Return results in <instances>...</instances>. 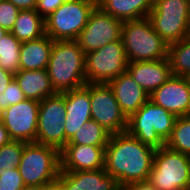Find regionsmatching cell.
I'll return each mask as SVG.
<instances>
[{
	"instance_id": "ba28073f",
	"label": "cell",
	"mask_w": 190,
	"mask_h": 190,
	"mask_svg": "<svg viewBox=\"0 0 190 190\" xmlns=\"http://www.w3.org/2000/svg\"><path fill=\"white\" fill-rule=\"evenodd\" d=\"M147 18L168 45L190 34V4L187 0H155Z\"/></svg>"
},
{
	"instance_id": "7a4b0ae2",
	"label": "cell",
	"mask_w": 190,
	"mask_h": 190,
	"mask_svg": "<svg viewBox=\"0 0 190 190\" xmlns=\"http://www.w3.org/2000/svg\"><path fill=\"white\" fill-rule=\"evenodd\" d=\"M86 54L76 40H54L47 67L55 93H64L84 86Z\"/></svg>"
},
{
	"instance_id": "7402d4cb",
	"label": "cell",
	"mask_w": 190,
	"mask_h": 190,
	"mask_svg": "<svg viewBox=\"0 0 190 190\" xmlns=\"http://www.w3.org/2000/svg\"><path fill=\"white\" fill-rule=\"evenodd\" d=\"M53 39L46 34L38 39L24 41L20 50V70L47 69Z\"/></svg>"
},
{
	"instance_id": "d590c367",
	"label": "cell",
	"mask_w": 190,
	"mask_h": 190,
	"mask_svg": "<svg viewBox=\"0 0 190 190\" xmlns=\"http://www.w3.org/2000/svg\"><path fill=\"white\" fill-rule=\"evenodd\" d=\"M11 140L12 139L10 138L7 129L3 125V122L0 120V147H2L3 145H6Z\"/></svg>"
},
{
	"instance_id": "83f0119b",
	"label": "cell",
	"mask_w": 190,
	"mask_h": 190,
	"mask_svg": "<svg viewBox=\"0 0 190 190\" xmlns=\"http://www.w3.org/2000/svg\"><path fill=\"white\" fill-rule=\"evenodd\" d=\"M26 142L11 140L0 147V172L2 169L18 168L22 157V151Z\"/></svg>"
},
{
	"instance_id": "4fadbf2b",
	"label": "cell",
	"mask_w": 190,
	"mask_h": 190,
	"mask_svg": "<svg viewBox=\"0 0 190 190\" xmlns=\"http://www.w3.org/2000/svg\"><path fill=\"white\" fill-rule=\"evenodd\" d=\"M39 103L36 100L25 99L9 106L0 115V120L12 140L36 142Z\"/></svg>"
},
{
	"instance_id": "9c48e42d",
	"label": "cell",
	"mask_w": 190,
	"mask_h": 190,
	"mask_svg": "<svg viewBox=\"0 0 190 190\" xmlns=\"http://www.w3.org/2000/svg\"><path fill=\"white\" fill-rule=\"evenodd\" d=\"M65 116V92L40 101L36 142L61 151L65 147Z\"/></svg>"
},
{
	"instance_id": "f1b7e54d",
	"label": "cell",
	"mask_w": 190,
	"mask_h": 190,
	"mask_svg": "<svg viewBox=\"0 0 190 190\" xmlns=\"http://www.w3.org/2000/svg\"><path fill=\"white\" fill-rule=\"evenodd\" d=\"M26 98L15 79L10 82L3 93H0V115L11 105L18 104Z\"/></svg>"
},
{
	"instance_id": "603a6c76",
	"label": "cell",
	"mask_w": 190,
	"mask_h": 190,
	"mask_svg": "<svg viewBox=\"0 0 190 190\" xmlns=\"http://www.w3.org/2000/svg\"><path fill=\"white\" fill-rule=\"evenodd\" d=\"M10 32L20 42L35 40L45 35V21L36 10H20Z\"/></svg>"
},
{
	"instance_id": "6da1fadb",
	"label": "cell",
	"mask_w": 190,
	"mask_h": 190,
	"mask_svg": "<svg viewBox=\"0 0 190 190\" xmlns=\"http://www.w3.org/2000/svg\"><path fill=\"white\" fill-rule=\"evenodd\" d=\"M155 151L127 131L112 134L105 147V171L119 186L148 181Z\"/></svg>"
},
{
	"instance_id": "8fae6325",
	"label": "cell",
	"mask_w": 190,
	"mask_h": 190,
	"mask_svg": "<svg viewBox=\"0 0 190 190\" xmlns=\"http://www.w3.org/2000/svg\"><path fill=\"white\" fill-rule=\"evenodd\" d=\"M91 119L111 134L127 131L128 119L123 114L108 84L90 83Z\"/></svg>"
},
{
	"instance_id": "1f68e13d",
	"label": "cell",
	"mask_w": 190,
	"mask_h": 190,
	"mask_svg": "<svg viewBox=\"0 0 190 190\" xmlns=\"http://www.w3.org/2000/svg\"><path fill=\"white\" fill-rule=\"evenodd\" d=\"M66 1L68 0H38L36 11L45 19Z\"/></svg>"
},
{
	"instance_id": "836d02e7",
	"label": "cell",
	"mask_w": 190,
	"mask_h": 190,
	"mask_svg": "<svg viewBox=\"0 0 190 190\" xmlns=\"http://www.w3.org/2000/svg\"><path fill=\"white\" fill-rule=\"evenodd\" d=\"M13 79H14V74L6 70H3L0 67V93H3L6 90L8 84L12 82Z\"/></svg>"
},
{
	"instance_id": "44dd1931",
	"label": "cell",
	"mask_w": 190,
	"mask_h": 190,
	"mask_svg": "<svg viewBox=\"0 0 190 190\" xmlns=\"http://www.w3.org/2000/svg\"><path fill=\"white\" fill-rule=\"evenodd\" d=\"M14 79L24 93L26 99L42 101L55 94L50 83L47 69L19 70Z\"/></svg>"
},
{
	"instance_id": "5bb4252c",
	"label": "cell",
	"mask_w": 190,
	"mask_h": 190,
	"mask_svg": "<svg viewBox=\"0 0 190 190\" xmlns=\"http://www.w3.org/2000/svg\"><path fill=\"white\" fill-rule=\"evenodd\" d=\"M149 99L176 117L190 114V82L187 77L172 76L149 95Z\"/></svg>"
},
{
	"instance_id": "ab89813d",
	"label": "cell",
	"mask_w": 190,
	"mask_h": 190,
	"mask_svg": "<svg viewBox=\"0 0 190 190\" xmlns=\"http://www.w3.org/2000/svg\"><path fill=\"white\" fill-rule=\"evenodd\" d=\"M116 190H127L126 187L124 186H120L119 188H117Z\"/></svg>"
},
{
	"instance_id": "74e56055",
	"label": "cell",
	"mask_w": 190,
	"mask_h": 190,
	"mask_svg": "<svg viewBox=\"0 0 190 190\" xmlns=\"http://www.w3.org/2000/svg\"><path fill=\"white\" fill-rule=\"evenodd\" d=\"M45 186L25 185L22 190H44Z\"/></svg>"
},
{
	"instance_id": "e575fe53",
	"label": "cell",
	"mask_w": 190,
	"mask_h": 190,
	"mask_svg": "<svg viewBox=\"0 0 190 190\" xmlns=\"http://www.w3.org/2000/svg\"><path fill=\"white\" fill-rule=\"evenodd\" d=\"M127 190H157L148 181L131 183L125 186Z\"/></svg>"
},
{
	"instance_id": "9a60e30c",
	"label": "cell",
	"mask_w": 190,
	"mask_h": 190,
	"mask_svg": "<svg viewBox=\"0 0 190 190\" xmlns=\"http://www.w3.org/2000/svg\"><path fill=\"white\" fill-rule=\"evenodd\" d=\"M65 146L73 135L91 120L90 83L65 92Z\"/></svg>"
},
{
	"instance_id": "5b68a950",
	"label": "cell",
	"mask_w": 190,
	"mask_h": 190,
	"mask_svg": "<svg viewBox=\"0 0 190 190\" xmlns=\"http://www.w3.org/2000/svg\"><path fill=\"white\" fill-rule=\"evenodd\" d=\"M18 169L25 185H51L60 172V151L37 142L26 143Z\"/></svg>"
},
{
	"instance_id": "e0dca14e",
	"label": "cell",
	"mask_w": 190,
	"mask_h": 190,
	"mask_svg": "<svg viewBox=\"0 0 190 190\" xmlns=\"http://www.w3.org/2000/svg\"><path fill=\"white\" fill-rule=\"evenodd\" d=\"M63 190H116L119 184L105 168L88 171H60L56 181Z\"/></svg>"
},
{
	"instance_id": "f35d334b",
	"label": "cell",
	"mask_w": 190,
	"mask_h": 190,
	"mask_svg": "<svg viewBox=\"0 0 190 190\" xmlns=\"http://www.w3.org/2000/svg\"><path fill=\"white\" fill-rule=\"evenodd\" d=\"M8 31L0 26V41L1 38L7 33Z\"/></svg>"
},
{
	"instance_id": "30bf717a",
	"label": "cell",
	"mask_w": 190,
	"mask_h": 190,
	"mask_svg": "<svg viewBox=\"0 0 190 190\" xmlns=\"http://www.w3.org/2000/svg\"><path fill=\"white\" fill-rule=\"evenodd\" d=\"M86 82L108 84L127 70L128 59L122 40L86 54Z\"/></svg>"
},
{
	"instance_id": "4dcf8cb0",
	"label": "cell",
	"mask_w": 190,
	"mask_h": 190,
	"mask_svg": "<svg viewBox=\"0 0 190 190\" xmlns=\"http://www.w3.org/2000/svg\"><path fill=\"white\" fill-rule=\"evenodd\" d=\"M20 12L12 2L0 1V26L10 32L15 24V20Z\"/></svg>"
},
{
	"instance_id": "f546056e",
	"label": "cell",
	"mask_w": 190,
	"mask_h": 190,
	"mask_svg": "<svg viewBox=\"0 0 190 190\" xmlns=\"http://www.w3.org/2000/svg\"><path fill=\"white\" fill-rule=\"evenodd\" d=\"M24 186L18 168L2 169L0 172V190H22Z\"/></svg>"
},
{
	"instance_id": "cb8c5ba5",
	"label": "cell",
	"mask_w": 190,
	"mask_h": 190,
	"mask_svg": "<svg viewBox=\"0 0 190 190\" xmlns=\"http://www.w3.org/2000/svg\"><path fill=\"white\" fill-rule=\"evenodd\" d=\"M167 58L173 76L188 77L190 75V34L168 45Z\"/></svg>"
},
{
	"instance_id": "ffe728a7",
	"label": "cell",
	"mask_w": 190,
	"mask_h": 190,
	"mask_svg": "<svg viewBox=\"0 0 190 190\" xmlns=\"http://www.w3.org/2000/svg\"><path fill=\"white\" fill-rule=\"evenodd\" d=\"M155 0H97V6L112 17L125 22L146 18Z\"/></svg>"
},
{
	"instance_id": "277c9868",
	"label": "cell",
	"mask_w": 190,
	"mask_h": 190,
	"mask_svg": "<svg viewBox=\"0 0 190 190\" xmlns=\"http://www.w3.org/2000/svg\"><path fill=\"white\" fill-rule=\"evenodd\" d=\"M121 40L128 62L167 58L168 44L155 32L147 17L123 22Z\"/></svg>"
},
{
	"instance_id": "d6986e66",
	"label": "cell",
	"mask_w": 190,
	"mask_h": 190,
	"mask_svg": "<svg viewBox=\"0 0 190 190\" xmlns=\"http://www.w3.org/2000/svg\"><path fill=\"white\" fill-rule=\"evenodd\" d=\"M108 85L112 88L115 99L127 119L149 99V95L127 71L111 80Z\"/></svg>"
},
{
	"instance_id": "2e32d148",
	"label": "cell",
	"mask_w": 190,
	"mask_h": 190,
	"mask_svg": "<svg viewBox=\"0 0 190 190\" xmlns=\"http://www.w3.org/2000/svg\"><path fill=\"white\" fill-rule=\"evenodd\" d=\"M105 147L66 145L60 151V171H88L104 168Z\"/></svg>"
},
{
	"instance_id": "3957f363",
	"label": "cell",
	"mask_w": 190,
	"mask_h": 190,
	"mask_svg": "<svg viewBox=\"0 0 190 190\" xmlns=\"http://www.w3.org/2000/svg\"><path fill=\"white\" fill-rule=\"evenodd\" d=\"M176 116L148 99L128 119L127 132L155 149L165 146L170 138Z\"/></svg>"
},
{
	"instance_id": "7c38bea8",
	"label": "cell",
	"mask_w": 190,
	"mask_h": 190,
	"mask_svg": "<svg viewBox=\"0 0 190 190\" xmlns=\"http://www.w3.org/2000/svg\"><path fill=\"white\" fill-rule=\"evenodd\" d=\"M122 23L96 6L76 41L85 54L96 51L121 39Z\"/></svg>"
},
{
	"instance_id": "8d00e7d4",
	"label": "cell",
	"mask_w": 190,
	"mask_h": 190,
	"mask_svg": "<svg viewBox=\"0 0 190 190\" xmlns=\"http://www.w3.org/2000/svg\"><path fill=\"white\" fill-rule=\"evenodd\" d=\"M44 190H63V188L57 182H55L51 185L45 186Z\"/></svg>"
},
{
	"instance_id": "ac0fdd59",
	"label": "cell",
	"mask_w": 190,
	"mask_h": 190,
	"mask_svg": "<svg viewBox=\"0 0 190 190\" xmlns=\"http://www.w3.org/2000/svg\"><path fill=\"white\" fill-rule=\"evenodd\" d=\"M126 71L148 95L173 76L168 58L128 62Z\"/></svg>"
},
{
	"instance_id": "52a82bcc",
	"label": "cell",
	"mask_w": 190,
	"mask_h": 190,
	"mask_svg": "<svg viewBox=\"0 0 190 190\" xmlns=\"http://www.w3.org/2000/svg\"><path fill=\"white\" fill-rule=\"evenodd\" d=\"M96 6V0H68L62 3L44 19L45 34L53 40H77Z\"/></svg>"
},
{
	"instance_id": "484cf974",
	"label": "cell",
	"mask_w": 190,
	"mask_h": 190,
	"mask_svg": "<svg viewBox=\"0 0 190 190\" xmlns=\"http://www.w3.org/2000/svg\"><path fill=\"white\" fill-rule=\"evenodd\" d=\"M21 44L11 32H7L0 41V67L14 75L20 70Z\"/></svg>"
},
{
	"instance_id": "4316f807",
	"label": "cell",
	"mask_w": 190,
	"mask_h": 190,
	"mask_svg": "<svg viewBox=\"0 0 190 190\" xmlns=\"http://www.w3.org/2000/svg\"><path fill=\"white\" fill-rule=\"evenodd\" d=\"M165 145L174 151L190 156V117H177L171 136Z\"/></svg>"
},
{
	"instance_id": "d4e9b609",
	"label": "cell",
	"mask_w": 190,
	"mask_h": 190,
	"mask_svg": "<svg viewBox=\"0 0 190 190\" xmlns=\"http://www.w3.org/2000/svg\"><path fill=\"white\" fill-rule=\"evenodd\" d=\"M111 135L104 127L91 119L76 131L66 145L107 146Z\"/></svg>"
},
{
	"instance_id": "8992f818",
	"label": "cell",
	"mask_w": 190,
	"mask_h": 190,
	"mask_svg": "<svg viewBox=\"0 0 190 190\" xmlns=\"http://www.w3.org/2000/svg\"><path fill=\"white\" fill-rule=\"evenodd\" d=\"M148 182L157 190H190V156L157 148Z\"/></svg>"
},
{
	"instance_id": "d6a6232c",
	"label": "cell",
	"mask_w": 190,
	"mask_h": 190,
	"mask_svg": "<svg viewBox=\"0 0 190 190\" xmlns=\"http://www.w3.org/2000/svg\"><path fill=\"white\" fill-rule=\"evenodd\" d=\"M20 10H36L38 0H7Z\"/></svg>"
}]
</instances>
